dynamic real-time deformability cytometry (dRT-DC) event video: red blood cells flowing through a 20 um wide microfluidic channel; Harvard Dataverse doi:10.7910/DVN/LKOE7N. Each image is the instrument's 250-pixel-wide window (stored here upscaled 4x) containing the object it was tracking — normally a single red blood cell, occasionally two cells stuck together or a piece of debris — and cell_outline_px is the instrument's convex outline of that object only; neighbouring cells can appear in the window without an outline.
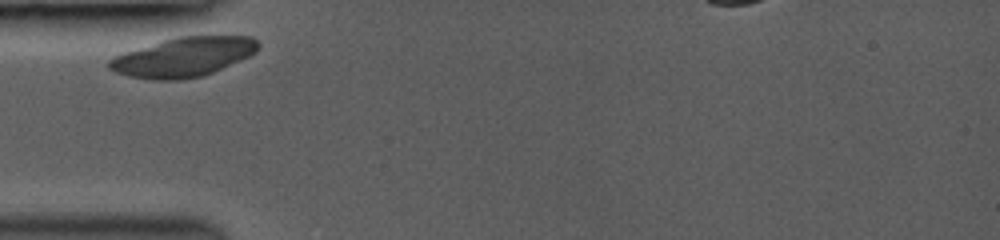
{"species": "common noctule bat (a hibernating species)", "species_latin": "Nyctalus noctula", "temperature_condition": "room temperature", "stored_images_in_passage": 4, "camera_frame_rate_fps": 3000, "um_per_image_px": 0.085, "animal": {"sex": "female", "body_mass_g": 19.0, "forearm_length_mm": 53.3}, "frame": {"image": 1, "passage_image": 1, "time_ms": 0.0, "image_size_px": [1000, 240], "cell_outline_px": [[260, 48], [256, 52], [240, 60], [212, 72], [200, 76], [180, 80], [152, 80], [128, 76], [116, 72], [108, 68], [108, 60], [112, 56], [124, 52], [176, 36], [252, 36], [260, 44]], "centroid_in_image_um": [15.57, 4.84], "position_along_channel_um": 69.4, "area_um2": 34.16}}